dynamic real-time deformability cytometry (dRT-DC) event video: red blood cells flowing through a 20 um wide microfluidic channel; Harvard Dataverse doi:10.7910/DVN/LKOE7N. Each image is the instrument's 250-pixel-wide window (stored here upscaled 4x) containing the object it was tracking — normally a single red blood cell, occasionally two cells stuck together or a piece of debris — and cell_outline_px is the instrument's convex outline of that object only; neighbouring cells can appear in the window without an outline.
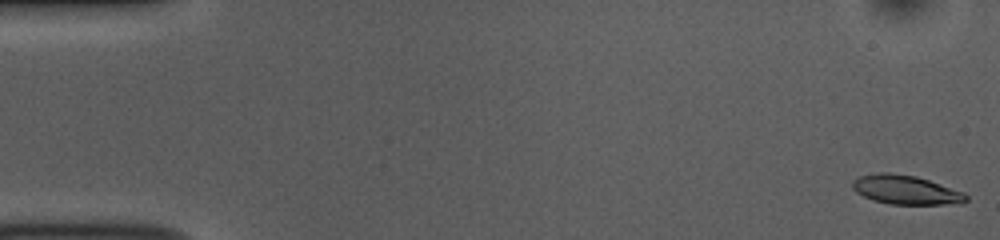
{"species": "common noctule bat (a hibernating species)", "species_latin": "Nyctalus noctula", "temperature_condition": "room temperature", "stored_images_in_passage": 52, "camera_frame_rate_fps": 3000, "um_per_image_px": 0.085, "animal": {"sex": "female", "body_mass_g": 10.0, "forearm_length_mm": 53.1}, "frame": {"image": 1, "passage_image": 1, "time_ms": 0.0, "image_size_px": [1000, 240], "cell_outline_px": [[968, 200], [960, 204], [888, 204], [872, 200], [856, 192], [852, 188], [852, 180], [860, 176], [876, 172], [888, 172], [916, 176], [964, 192], [968, 196]], "centroid_in_image_um": [76.98, 16.14], "position_along_channel_um": 8.0, "area_um2": 19.36}}
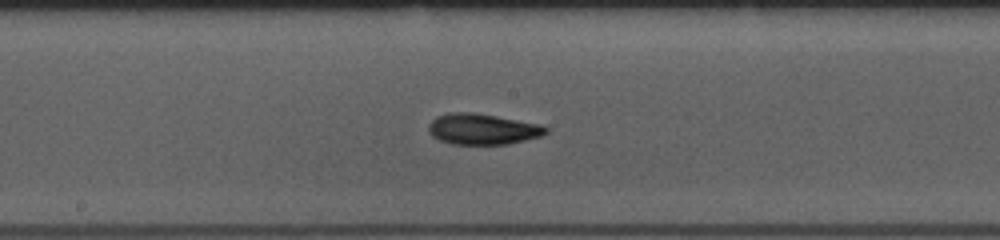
{"frame": {"image": 2, "passage_image": 27, "time_ms": 8.667, "image_size_px": [1000, 240], "cell_outline_px": [[548, 132], [540, 136], [508, 144], [452, 144], [440, 140], [432, 136], [428, 132], [428, 124], [436, 116], [448, 112], [472, 112], [496, 116], [540, 124], [548, 128]], "centroid_in_image_um": [40.98, 10.97], "position_along_channel_um": 207.2, "area_um2": 21.1}}
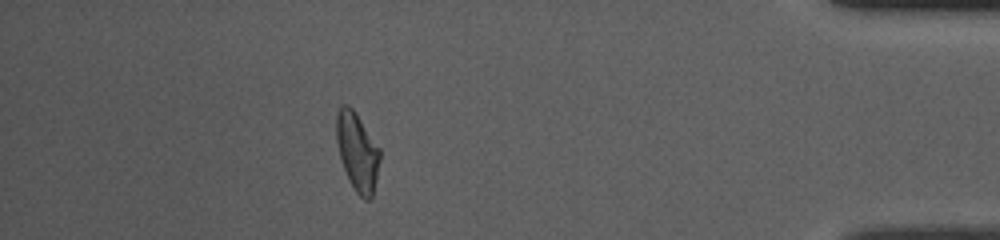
{"frame": {"image": 3, "passage_image": 46, "time_ms": 15.0, "image_size_px": [1000, 240], "cell_outline_px": [[380, 160], [372, 200], [364, 200], [356, 192], [340, 160], [336, 140], [336, 116], [340, 104], [348, 104], [356, 112], [380, 148]], "centroid_in_image_um": [30.37, 12.87], "position_along_channel_um": 404.8, "area_um2": 20.0}, "authors_computed_cell_mechanics": {"area_um2": 20.1144, "velocity_mm_per_s": 3.8598, "shape_relaxation_time_tau1_ms": 4.499, "shape_relaxation_time_tau2_ms": 3.293, "deformation_change_tau1": 0.1811, "deformation_change_tau2": 0.1193}}